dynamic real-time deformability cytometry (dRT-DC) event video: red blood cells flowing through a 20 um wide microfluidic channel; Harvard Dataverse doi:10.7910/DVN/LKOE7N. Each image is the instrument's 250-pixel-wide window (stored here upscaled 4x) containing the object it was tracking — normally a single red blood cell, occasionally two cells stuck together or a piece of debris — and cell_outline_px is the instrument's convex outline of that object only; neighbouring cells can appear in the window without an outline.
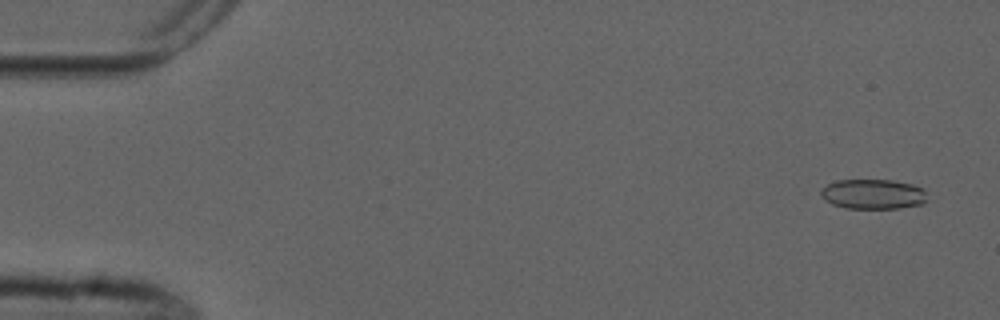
{"species": "common noctule bat (a hibernating species)", "species_latin": "Nyctalus noctula", "temperature_condition": "cold", "stored_images_in_passage": 4, "camera_frame_rate_fps": 3000, "um_per_image_px": 0.085, "animal": {"sex": "male", "forearm_length_mm": 52.5}, "frame": {"image": 1, "passage_image": 1, "time_ms": 0.0, "image_size_px": [1000, 320], "cell_outline_px": [[924, 204], [900, 208], [848, 208], [832, 204], [824, 200], [820, 196], [820, 188], [836, 180], [892, 180], [912, 184], [920, 188], [924, 192]], "centroid_in_image_um": [74.14, 16.5], "position_along_channel_um": 10.9, "area_um2": 18.44}}